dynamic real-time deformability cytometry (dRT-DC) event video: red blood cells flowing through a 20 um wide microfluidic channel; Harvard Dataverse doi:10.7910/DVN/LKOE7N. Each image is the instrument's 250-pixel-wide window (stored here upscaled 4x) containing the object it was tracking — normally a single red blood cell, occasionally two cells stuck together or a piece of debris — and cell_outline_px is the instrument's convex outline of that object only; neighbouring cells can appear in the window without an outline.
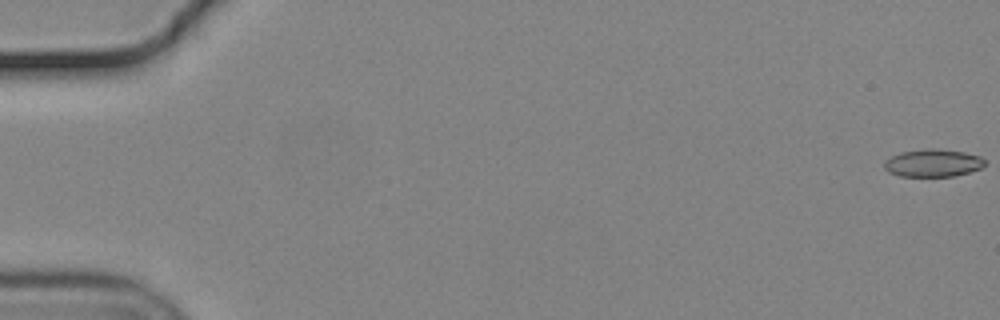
{"species": "common noctule bat (a hibernating species)", "species_latin": "Nyctalus noctula", "temperature_condition": "cold", "stored_images_in_passage": 17, "camera_frame_rate_fps": 3000, "um_per_image_px": 0.085, "animal": {"sex": "male", "body_mass_g": 19.2, "forearm_length_mm": 51.8}, "frame": {"image": 1, "passage_image": 1, "time_ms": 0.0, "image_size_px": [1000, 320], "cell_outline_px": [[984, 164], [980, 168], [968, 172], [952, 176], [900, 176], [888, 172], [884, 168], [884, 160], [900, 152], [928, 148], [936, 148], [964, 152], [980, 156], [984, 160]], "centroid_in_image_um": [79.26, 13.84], "position_along_channel_um": 5.7, "area_um2": 16.13}}
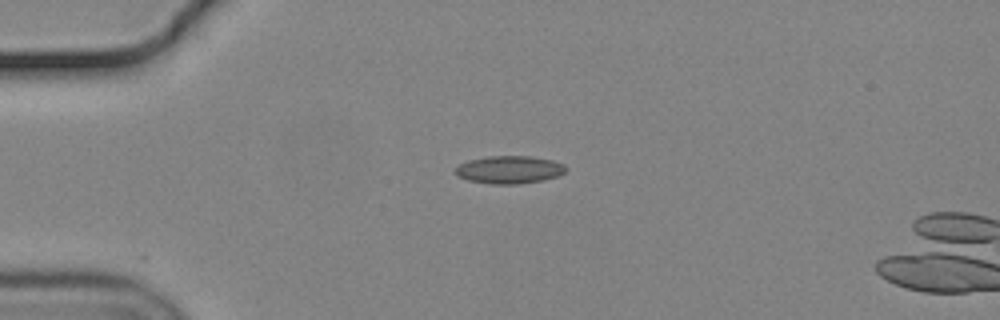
{"frame": {"image": 2, "passage_image": 15, "time_ms": 4.667, "image_size_px": [1000, 320], "cell_outline_px": [[568, 168], [564, 172], [556, 176], [544, 180], [520, 184], [492, 184], [468, 180], [456, 176], [452, 172], [460, 164], [468, 160], [488, 156], [528, 156], [552, 160], [564, 164]], "centroid_in_image_um": [43.27, 14.43], "position_along_channel_um": 41.7, "area_um2": 17.98}}